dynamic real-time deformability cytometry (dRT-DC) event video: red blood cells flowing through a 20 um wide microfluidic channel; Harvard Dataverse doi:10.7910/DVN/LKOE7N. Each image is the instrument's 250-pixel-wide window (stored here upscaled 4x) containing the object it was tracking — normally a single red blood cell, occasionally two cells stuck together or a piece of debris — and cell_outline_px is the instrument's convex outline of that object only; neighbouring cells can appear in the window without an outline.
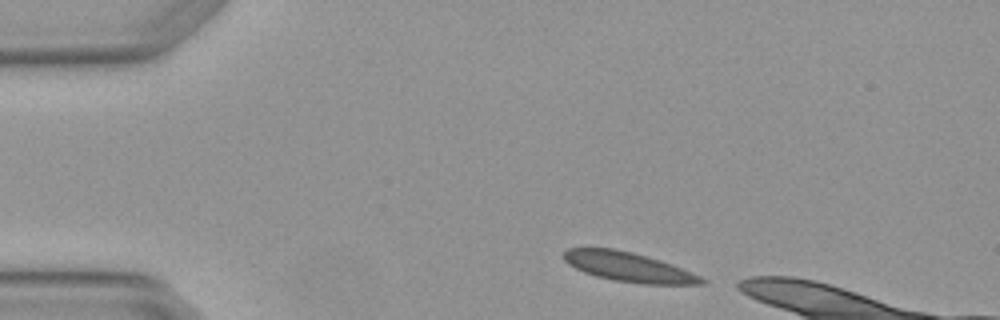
{"species": "Egyptian fruit bat (a non-hibernating species)", "species_latin": "Rousettus aegyptiacus", "temperature_condition": "warm", "stored_images_in_passage": 2, "camera_frame_rate_fps": 3000, "um_per_image_px": 0.085, "animal": {"sex": "female"}, "frame": {"image": 1, "passage_image": 1, "time_ms": 0.0, "image_size_px": [1000, 320], "cell_outline_px": [[708, 280], [704, 284], [644, 284], [616, 280], [596, 276], [584, 272], [568, 264], [564, 260], [564, 252], [568, 248], [612, 248], [632, 252], [660, 260], [672, 264], [692, 272]], "centroid_in_image_um": [53.45, 22.69], "position_along_channel_um": 31.6, "area_um2": 23.47}}